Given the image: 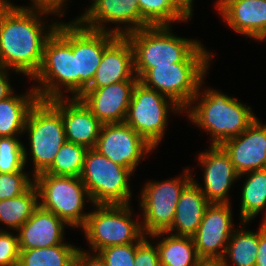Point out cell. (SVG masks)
I'll use <instances>...</instances> for the list:
<instances>
[{"label": "cell", "instance_id": "obj_1", "mask_svg": "<svg viewBox=\"0 0 266 266\" xmlns=\"http://www.w3.org/2000/svg\"><path fill=\"white\" fill-rule=\"evenodd\" d=\"M45 13L56 14L46 9L20 7L12 3L0 6L1 66L14 69L16 73L31 79L35 76L42 63L45 43L59 24L54 22L48 26L49 31H45V22H41L39 16Z\"/></svg>", "mask_w": 266, "mask_h": 266}, {"label": "cell", "instance_id": "obj_2", "mask_svg": "<svg viewBox=\"0 0 266 266\" xmlns=\"http://www.w3.org/2000/svg\"><path fill=\"white\" fill-rule=\"evenodd\" d=\"M202 93L198 89L184 111L194 124L211 134V145H221L225 140L240 135L257 118L250 106H245L236 98L212 88Z\"/></svg>", "mask_w": 266, "mask_h": 266}, {"label": "cell", "instance_id": "obj_3", "mask_svg": "<svg viewBox=\"0 0 266 266\" xmlns=\"http://www.w3.org/2000/svg\"><path fill=\"white\" fill-rule=\"evenodd\" d=\"M33 79L40 85L34 88L39 100L67 98L62 93L63 87L72 93L71 98H76L73 21L68 24L60 22L48 38L44 46L41 66Z\"/></svg>", "mask_w": 266, "mask_h": 266}, {"label": "cell", "instance_id": "obj_4", "mask_svg": "<svg viewBox=\"0 0 266 266\" xmlns=\"http://www.w3.org/2000/svg\"><path fill=\"white\" fill-rule=\"evenodd\" d=\"M125 36L133 48L139 80L151 68L184 62L201 45L197 40L173 35L170 26H148Z\"/></svg>", "mask_w": 266, "mask_h": 266}, {"label": "cell", "instance_id": "obj_5", "mask_svg": "<svg viewBox=\"0 0 266 266\" xmlns=\"http://www.w3.org/2000/svg\"><path fill=\"white\" fill-rule=\"evenodd\" d=\"M210 58L202 44L184 62L151 68L139 82L170 97L184 110L202 86Z\"/></svg>", "mask_w": 266, "mask_h": 266}, {"label": "cell", "instance_id": "obj_6", "mask_svg": "<svg viewBox=\"0 0 266 266\" xmlns=\"http://www.w3.org/2000/svg\"><path fill=\"white\" fill-rule=\"evenodd\" d=\"M81 227L94 252L109 246L138 243L144 233L133 221L130 204H96Z\"/></svg>", "mask_w": 266, "mask_h": 266}, {"label": "cell", "instance_id": "obj_7", "mask_svg": "<svg viewBox=\"0 0 266 266\" xmlns=\"http://www.w3.org/2000/svg\"><path fill=\"white\" fill-rule=\"evenodd\" d=\"M39 192V206L62 219L67 226L82 227L89 213L83 212L91 197L80 177L40 173L33 177ZM83 212V213H82Z\"/></svg>", "mask_w": 266, "mask_h": 266}, {"label": "cell", "instance_id": "obj_8", "mask_svg": "<svg viewBox=\"0 0 266 266\" xmlns=\"http://www.w3.org/2000/svg\"><path fill=\"white\" fill-rule=\"evenodd\" d=\"M26 131L29 135L35 177L52 165L58 151L66 142L61 113L49 101L38 100L28 114L24 133Z\"/></svg>", "mask_w": 266, "mask_h": 266}, {"label": "cell", "instance_id": "obj_9", "mask_svg": "<svg viewBox=\"0 0 266 266\" xmlns=\"http://www.w3.org/2000/svg\"><path fill=\"white\" fill-rule=\"evenodd\" d=\"M133 173L94 148L88 149L84 157L81 180L96 204H129L131 192L129 178Z\"/></svg>", "mask_w": 266, "mask_h": 266}, {"label": "cell", "instance_id": "obj_10", "mask_svg": "<svg viewBox=\"0 0 266 266\" xmlns=\"http://www.w3.org/2000/svg\"><path fill=\"white\" fill-rule=\"evenodd\" d=\"M169 106L172 112L184 111L170 97L138 81L133 89L125 123L156 148L167 128Z\"/></svg>", "mask_w": 266, "mask_h": 266}, {"label": "cell", "instance_id": "obj_11", "mask_svg": "<svg viewBox=\"0 0 266 266\" xmlns=\"http://www.w3.org/2000/svg\"><path fill=\"white\" fill-rule=\"evenodd\" d=\"M184 171L181 179L148 182L142 189L140 208L143 210L141 227L144 235L166 232L172 226L181 191L193 179L189 168Z\"/></svg>", "mask_w": 266, "mask_h": 266}, {"label": "cell", "instance_id": "obj_12", "mask_svg": "<svg viewBox=\"0 0 266 266\" xmlns=\"http://www.w3.org/2000/svg\"><path fill=\"white\" fill-rule=\"evenodd\" d=\"M94 149L114 163L128 168L132 173L142 157L155 150L125 122L103 124Z\"/></svg>", "mask_w": 266, "mask_h": 266}, {"label": "cell", "instance_id": "obj_13", "mask_svg": "<svg viewBox=\"0 0 266 266\" xmlns=\"http://www.w3.org/2000/svg\"><path fill=\"white\" fill-rule=\"evenodd\" d=\"M118 35L108 31H96L73 20V54L76 65V98L91 84L102 60L104 49Z\"/></svg>", "mask_w": 266, "mask_h": 266}, {"label": "cell", "instance_id": "obj_14", "mask_svg": "<svg viewBox=\"0 0 266 266\" xmlns=\"http://www.w3.org/2000/svg\"><path fill=\"white\" fill-rule=\"evenodd\" d=\"M230 203H210L192 236L198 256L203 261H220L234 228Z\"/></svg>", "mask_w": 266, "mask_h": 266}, {"label": "cell", "instance_id": "obj_15", "mask_svg": "<svg viewBox=\"0 0 266 266\" xmlns=\"http://www.w3.org/2000/svg\"><path fill=\"white\" fill-rule=\"evenodd\" d=\"M92 2L85 13L76 18L86 28L127 35L149 26L141 17L137 0H93ZM106 22L125 24V27L107 29L104 26Z\"/></svg>", "mask_w": 266, "mask_h": 266}, {"label": "cell", "instance_id": "obj_16", "mask_svg": "<svg viewBox=\"0 0 266 266\" xmlns=\"http://www.w3.org/2000/svg\"><path fill=\"white\" fill-rule=\"evenodd\" d=\"M138 81L128 80L100 88H86L78 98L102 124L123 123Z\"/></svg>", "mask_w": 266, "mask_h": 266}, {"label": "cell", "instance_id": "obj_17", "mask_svg": "<svg viewBox=\"0 0 266 266\" xmlns=\"http://www.w3.org/2000/svg\"><path fill=\"white\" fill-rule=\"evenodd\" d=\"M220 146L230 156L238 178L266 168V124L262 125L257 118L240 135L225 140Z\"/></svg>", "mask_w": 266, "mask_h": 266}, {"label": "cell", "instance_id": "obj_18", "mask_svg": "<svg viewBox=\"0 0 266 266\" xmlns=\"http://www.w3.org/2000/svg\"><path fill=\"white\" fill-rule=\"evenodd\" d=\"M210 150L201 152L199 163L204 166V188L200 189L210 203H230L228 192L238 174L234 169L230 156L220 145H210Z\"/></svg>", "mask_w": 266, "mask_h": 266}, {"label": "cell", "instance_id": "obj_19", "mask_svg": "<svg viewBox=\"0 0 266 266\" xmlns=\"http://www.w3.org/2000/svg\"><path fill=\"white\" fill-rule=\"evenodd\" d=\"M57 98L49 102L61 113L66 141L94 148L103 124L79 98Z\"/></svg>", "mask_w": 266, "mask_h": 266}, {"label": "cell", "instance_id": "obj_20", "mask_svg": "<svg viewBox=\"0 0 266 266\" xmlns=\"http://www.w3.org/2000/svg\"><path fill=\"white\" fill-rule=\"evenodd\" d=\"M216 8L234 32L266 40V0H218Z\"/></svg>", "mask_w": 266, "mask_h": 266}, {"label": "cell", "instance_id": "obj_21", "mask_svg": "<svg viewBox=\"0 0 266 266\" xmlns=\"http://www.w3.org/2000/svg\"><path fill=\"white\" fill-rule=\"evenodd\" d=\"M134 69V53L129 39L118 35L105 49L94 78L87 88H100L128 80H139Z\"/></svg>", "mask_w": 266, "mask_h": 266}, {"label": "cell", "instance_id": "obj_22", "mask_svg": "<svg viewBox=\"0 0 266 266\" xmlns=\"http://www.w3.org/2000/svg\"><path fill=\"white\" fill-rule=\"evenodd\" d=\"M62 219L40 206L17 230L20 250L47 248L63 243L64 227Z\"/></svg>", "mask_w": 266, "mask_h": 266}, {"label": "cell", "instance_id": "obj_23", "mask_svg": "<svg viewBox=\"0 0 266 266\" xmlns=\"http://www.w3.org/2000/svg\"><path fill=\"white\" fill-rule=\"evenodd\" d=\"M210 202L202 193L199 184L194 178L181 191L176 206V212L172 226L166 232H157L149 237H160L171 232L172 235L192 237L199 227L206 208Z\"/></svg>", "mask_w": 266, "mask_h": 266}, {"label": "cell", "instance_id": "obj_24", "mask_svg": "<svg viewBox=\"0 0 266 266\" xmlns=\"http://www.w3.org/2000/svg\"><path fill=\"white\" fill-rule=\"evenodd\" d=\"M39 100L34 89L25 95L14 93L0 100V137H17L23 134L31 108Z\"/></svg>", "mask_w": 266, "mask_h": 266}, {"label": "cell", "instance_id": "obj_25", "mask_svg": "<svg viewBox=\"0 0 266 266\" xmlns=\"http://www.w3.org/2000/svg\"><path fill=\"white\" fill-rule=\"evenodd\" d=\"M160 266H198L203 260L198 256L193 238L167 235L158 241Z\"/></svg>", "mask_w": 266, "mask_h": 266}, {"label": "cell", "instance_id": "obj_26", "mask_svg": "<svg viewBox=\"0 0 266 266\" xmlns=\"http://www.w3.org/2000/svg\"><path fill=\"white\" fill-rule=\"evenodd\" d=\"M248 175L242 186L240 218L242 225L251 221L266 208V168L244 173Z\"/></svg>", "mask_w": 266, "mask_h": 266}, {"label": "cell", "instance_id": "obj_27", "mask_svg": "<svg viewBox=\"0 0 266 266\" xmlns=\"http://www.w3.org/2000/svg\"><path fill=\"white\" fill-rule=\"evenodd\" d=\"M38 200L39 192L35 184L20 196L0 200V222L17 231L39 207Z\"/></svg>", "mask_w": 266, "mask_h": 266}, {"label": "cell", "instance_id": "obj_28", "mask_svg": "<svg viewBox=\"0 0 266 266\" xmlns=\"http://www.w3.org/2000/svg\"><path fill=\"white\" fill-rule=\"evenodd\" d=\"M258 242L259 230L257 232L245 231L241 227L240 230L232 233L225 254L220 261L224 266L230 265L229 258L233 266H255Z\"/></svg>", "mask_w": 266, "mask_h": 266}, {"label": "cell", "instance_id": "obj_29", "mask_svg": "<svg viewBox=\"0 0 266 266\" xmlns=\"http://www.w3.org/2000/svg\"><path fill=\"white\" fill-rule=\"evenodd\" d=\"M78 249L63 242L47 248L20 250L18 266H73Z\"/></svg>", "mask_w": 266, "mask_h": 266}, {"label": "cell", "instance_id": "obj_30", "mask_svg": "<svg viewBox=\"0 0 266 266\" xmlns=\"http://www.w3.org/2000/svg\"><path fill=\"white\" fill-rule=\"evenodd\" d=\"M87 150L82 145L66 141L55 156L52 165L44 173L54 176L80 177Z\"/></svg>", "mask_w": 266, "mask_h": 266}, {"label": "cell", "instance_id": "obj_31", "mask_svg": "<svg viewBox=\"0 0 266 266\" xmlns=\"http://www.w3.org/2000/svg\"><path fill=\"white\" fill-rule=\"evenodd\" d=\"M137 1L141 17L149 26H170V23L188 20L172 0Z\"/></svg>", "mask_w": 266, "mask_h": 266}, {"label": "cell", "instance_id": "obj_32", "mask_svg": "<svg viewBox=\"0 0 266 266\" xmlns=\"http://www.w3.org/2000/svg\"><path fill=\"white\" fill-rule=\"evenodd\" d=\"M26 163V148L18 137H0V173L19 172Z\"/></svg>", "mask_w": 266, "mask_h": 266}, {"label": "cell", "instance_id": "obj_33", "mask_svg": "<svg viewBox=\"0 0 266 266\" xmlns=\"http://www.w3.org/2000/svg\"><path fill=\"white\" fill-rule=\"evenodd\" d=\"M34 180L24 172V169L15 173H0V200L11 199L25 193Z\"/></svg>", "mask_w": 266, "mask_h": 266}, {"label": "cell", "instance_id": "obj_34", "mask_svg": "<svg viewBox=\"0 0 266 266\" xmlns=\"http://www.w3.org/2000/svg\"><path fill=\"white\" fill-rule=\"evenodd\" d=\"M138 243L109 246L97 253L106 266H134Z\"/></svg>", "mask_w": 266, "mask_h": 266}, {"label": "cell", "instance_id": "obj_35", "mask_svg": "<svg viewBox=\"0 0 266 266\" xmlns=\"http://www.w3.org/2000/svg\"><path fill=\"white\" fill-rule=\"evenodd\" d=\"M20 247L18 236L0 230V266H18Z\"/></svg>", "mask_w": 266, "mask_h": 266}, {"label": "cell", "instance_id": "obj_36", "mask_svg": "<svg viewBox=\"0 0 266 266\" xmlns=\"http://www.w3.org/2000/svg\"><path fill=\"white\" fill-rule=\"evenodd\" d=\"M144 236L139 242L135 253L134 266H160L158 249Z\"/></svg>", "mask_w": 266, "mask_h": 266}, {"label": "cell", "instance_id": "obj_37", "mask_svg": "<svg viewBox=\"0 0 266 266\" xmlns=\"http://www.w3.org/2000/svg\"><path fill=\"white\" fill-rule=\"evenodd\" d=\"M93 255L87 251H83L82 249H78L75 259L74 266H106L103 259L99 256L98 253Z\"/></svg>", "mask_w": 266, "mask_h": 266}, {"label": "cell", "instance_id": "obj_38", "mask_svg": "<svg viewBox=\"0 0 266 266\" xmlns=\"http://www.w3.org/2000/svg\"><path fill=\"white\" fill-rule=\"evenodd\" d=\"M255 266H266V217L259 227L258 254Z\"/></svg>", "mask_w": 266, "mask_h": 266}, {"label": "cell", "instance_id": "obj_39", "mask_svg": "<svg viewBox=\"0 0 266 266\" xmlns=\"http://www.w3.org/2000/svg\"><path fill=\"white\" fill-rule=\"evenodd\" d=\"M33 3L32 8H41L46 9L49 11H52L56 13L58 16H63V12L61 13V10H63L62 6H65L66 0H31Z\"/></svg>", "mask_w": 266, "mask_h": 266}, {"label": "cell", "instance_id": "obj_40", "mask_svg": "<svg viewBox=\"0 0 266 266\" xmlns=\"http://www.w3.org/2000/svg\"><path fill=\"white\" fill-rule=\"evenodd\" d=\"M8 71V69L0 65V100H3L14 93L13 88L8 81Z\"/></svg>", "mask_w": 266, "mask_h": 266}, {"label": "cell", "instance_id": "obj_41", "mask_svg": "<svg viewBox=\"0 0 266 266\" xmlns=\"http://www.w3.org/2000/svg\"><path fill=\"white\" fill-rule=\"evenodd\" d=\"M173 4L189 19L193 14L192 4L194 0H172Z\"/></svg>", "mask_w": 266, "mask_h": 266}, {"label": "cell", "instance_id": "obj_42", "mask_svg": "<svg viewBox=\"0 0 266 266\" xmlns=\"http://www.w3.org/2000/svg\"><path fill=\"white\" fill-rule=\"evenodd\" d=\"M198 266H224L221 261H202Z\"/></svg>", "mask_w": 266, "mask_h": 266}, {"label": "cell", "instance_id": "obj_43", "mask_svg": "<svg viewBox=\"0 0 266 266\" xmlns=\"http://www.w3.org/2000/svg\"><path fill=\"white\" fill-rule=\"evenodd\" d=\"M0 2H1L2 4H10V2H9L8 0H0Z\"/></svg>", "mask_w": 266, "mask_h": 266}]
</instances>
